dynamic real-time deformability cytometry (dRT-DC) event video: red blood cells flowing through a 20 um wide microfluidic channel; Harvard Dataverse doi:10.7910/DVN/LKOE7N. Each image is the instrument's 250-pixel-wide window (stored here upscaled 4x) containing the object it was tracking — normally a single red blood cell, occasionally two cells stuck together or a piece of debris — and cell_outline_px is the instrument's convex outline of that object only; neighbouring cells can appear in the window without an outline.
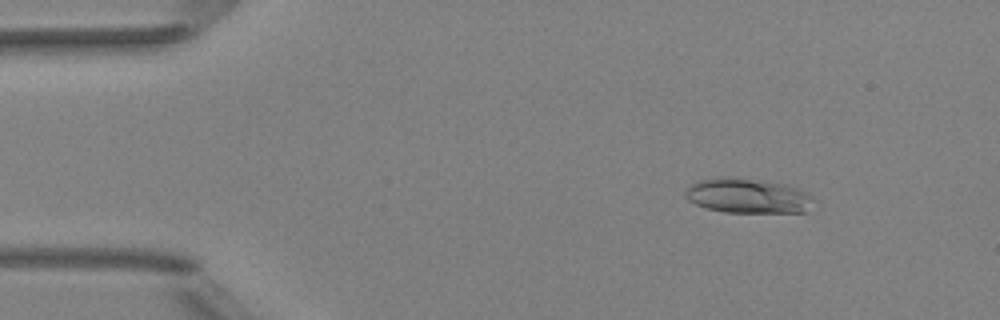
{"species": "Egyptian fruit bat (a non-hibernating species)", "species_latin": "Rousettus aegyptiacus", "temperature_condition": "room temperature", "stored_images_in_passage": 5, "camera_frame_rate_fps": 3000, "um_per_image_px": 0.085, "animal": {"sex": "female"}, "frame": {"image": 1, "passage_image": 2, "time_ms": 0.333, "image_size_px": [1000, 320], "cell_outline_px": [[812, 196], [808, 212], [724, 212], [708, 208], [696, 204], [688, 200], [684, 196], [684, 192], [692, 184], [700, 180], [748, 180], [788, 184], [800, 188], [808, 192]], "centroid_in_image_um": [63.62, 16.69], "position_along_channel_um": 21.4, "area_um2": 24.97}}